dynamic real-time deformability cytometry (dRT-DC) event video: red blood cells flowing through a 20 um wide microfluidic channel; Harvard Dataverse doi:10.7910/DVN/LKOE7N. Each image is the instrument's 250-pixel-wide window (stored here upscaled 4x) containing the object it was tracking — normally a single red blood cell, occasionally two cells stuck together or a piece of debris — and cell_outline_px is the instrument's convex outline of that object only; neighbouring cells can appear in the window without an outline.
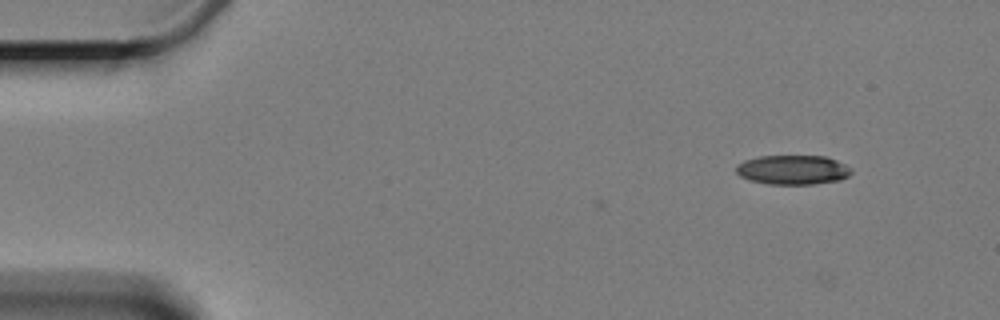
{"species": "Egyptian fruit bat (a non-hibernating species)", "species_latin": "Rousettus aegyptiacus", "temperature_condition": "cold", "stored_images_in_passage": 4, "camera_frame_rate_fps": 3000, "um_per_image_px": 0.085, "animal": {"sex": "female"}, "frame": {"image": 1, "passage_image": 1, "time_ms": 0.0, "image_size_px": [1000, 320], "cell_outline_px": [[852, 172], [848, 176], [840, 180], [812, 184], [768, 184], [752, 180], [740, 176], [736, 172], [736, 164], [744, 160], [760, 156], [824, 156], [836, 160], [852, 168]], "centroid_in_image_um": [67.39, 14.43], "position_along_channel_um": 17.6, "area_um2": 19.71}}
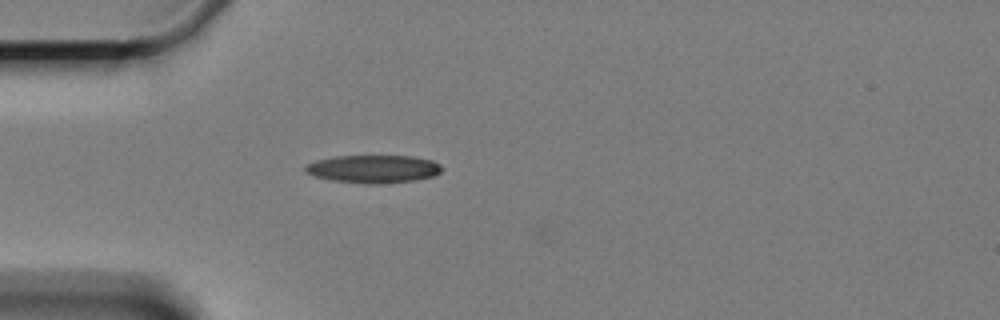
{"frame": {"image": 2, "passage_image": 4, "time_ms": 3.667, "image_size_px": [1000, 320], "cell_outline_px": [[444, 168], [440, 172], [432, 176], [416, 180], [376, 184], [368, 184], [332, 180], [316, 176], [304, 172], [304, 164], [316, 160], [336, 156], [412, 156], [432, 160], [440, 164]], "centroid_in_image_um": [31.73, 14.35], "position_along_channel_um": 53.3, "area_um2": 22.25}}